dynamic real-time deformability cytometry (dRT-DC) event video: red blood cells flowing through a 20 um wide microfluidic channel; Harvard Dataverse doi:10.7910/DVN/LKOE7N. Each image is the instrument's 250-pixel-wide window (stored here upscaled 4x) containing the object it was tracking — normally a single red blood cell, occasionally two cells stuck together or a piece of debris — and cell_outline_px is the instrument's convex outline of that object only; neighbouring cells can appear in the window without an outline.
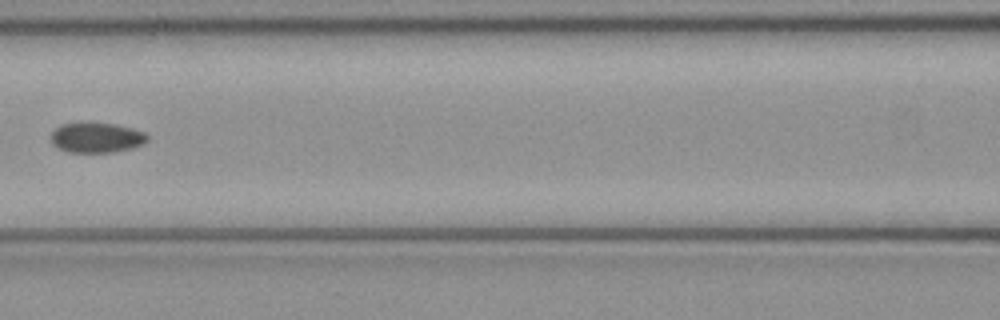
{"species": "common noctule bat (a hibernating species)", "species_latin": "Nyctalus noctula", "temperature_condition": "cold", "stored_images_in_passage": 7, "camera_frame_rate_fps": 3000, "um_per_image_px": 0.085, "animal": {"sex": "female", "body_mass_g": 21.9}, "frame": {"image": 1, "passage_image": 6, "time_ms": 1.667, "image_size_px": [1000, 320], "cell_outline_px": [[148, 140], [144, 144], [132, 148], [112, 152], [68, 152], [56, 148], [52, 144], [52, 132], [60, 124], [116, 124], [132, 128], [144, 132], [148, 136]], "centroid_in_image_um": [8.22, 11.72], "position_along_channel_um": 158.4, "area_um2": 16.7}}
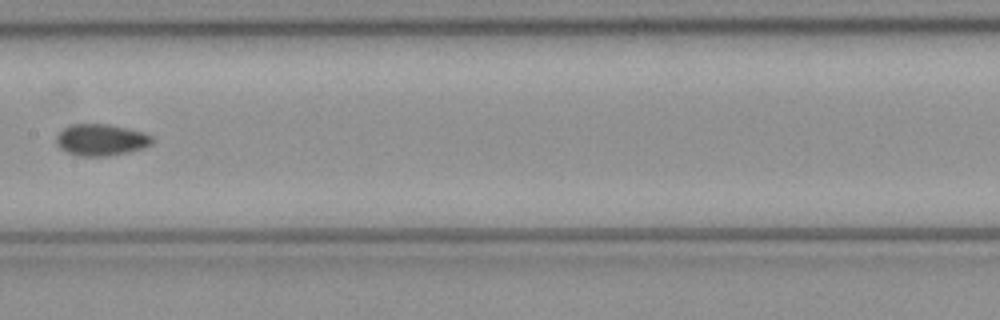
{"frame": {"image": 2, "passage_image": 7, "time_ms": 2.0, "image_size_px": [1000, 320], "cell_outline_px": [[156, 140], [152, 144], [144, 148], [128, 152], [108, 156], [76, 156], [60, 148], [56, 144], [56, 136], [64, 128], [72, 124], [108, 124], [128, 128], [144, 132], [152, 136]], "centroid_in_image_um": [8.63, 11.89], "position_along_channel_um": 198.8, "area_um2": 17.86}}